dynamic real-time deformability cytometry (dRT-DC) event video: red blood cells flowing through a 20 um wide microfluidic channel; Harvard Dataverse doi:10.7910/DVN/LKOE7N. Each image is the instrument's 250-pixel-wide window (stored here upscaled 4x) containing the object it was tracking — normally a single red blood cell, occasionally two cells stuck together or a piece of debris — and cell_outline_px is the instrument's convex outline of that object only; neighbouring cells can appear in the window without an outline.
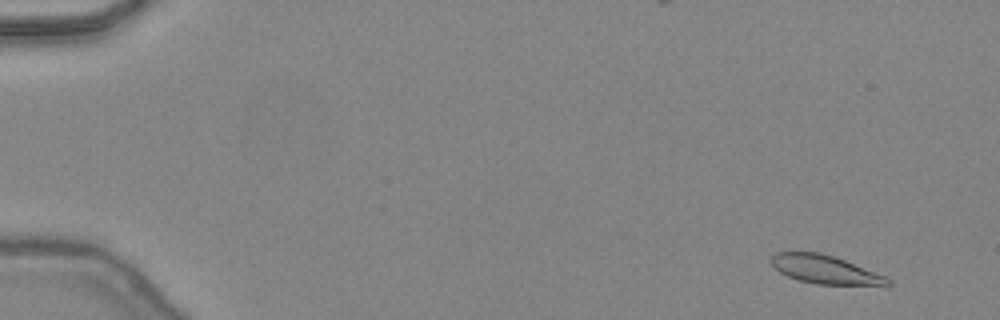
{"species": "common noctule bat (a hibernating species)", "species_latin": "Nyctalus noctula", "temperature_condition": "warm", "stored_images_in_passage": 46, "camera_frame_rate_fps": 3000, "um_per_image_px": 0.085, "animal": {"sex": "female", "body_mass_g": 24.6, "forearm_length_mm": 56.2}, "frame": {"image": 1, "passage_image": 2, "time_ms": 0.333, "image_size_px": [1000, 320], "cell_outline_px": [[892, 284], [888, 288], [816, 284], [800, 280], [788, 276], [780, 272], [768, 260], [776, 252], [820, 252], [844, 260], [884, 276], [892, 280]], "centroid_in_image_um": [70.24, 22.96], "position_along_channel_um": 14.8, "area_um2": 19.83}}
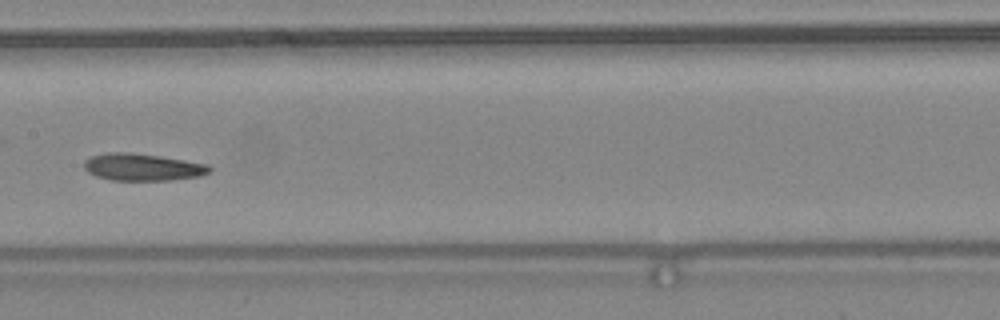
{"frame": {"image": 2, "passage_image": 24, "time_ms": 7.667, "image_size_px": [1000, 320], "cell_outline_px": [[212, 168], [208, 172], [200, 176], [168, 180], [112, 180], [96, 176], [88, 172], [84, 168], [84, 160], [92, 156], [104, 152], [128, 152], [160, 156], [208, 164]], "centroid_in_image_um": [12.09, 14.2], "position_along_channel_um": 195.3, "area_um2": 19.77}}
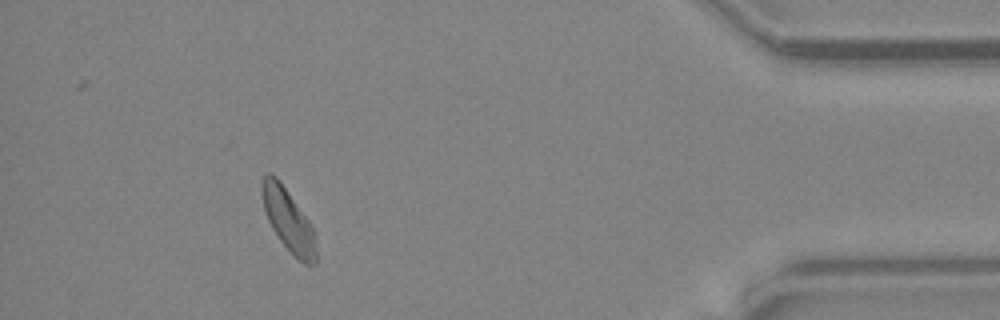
{"frame": {"image": 3, "passage_image": 42, "time_ms": 13.667, "image_size_px": [1000, 320], "cell_outline_px": [[316, 264], [304, 264], [296, 260], [292, 256], [280, 240], [272, 228], [268, 220], [264, 208], [260, 188], [260, 184], [264, 176], [268, 172], [272, 172], [280, 180], [308, 220], [316, 232]], "centroid_in_image_um": [24.51, 18.73], "position_along_channel_um": 410.7, "area_um2": 20.0}, "authors_computed_cell_mechanics": {"area_um2": 20.0855, "velocity_mm_per_s": 4.4276, "shape_relaxation_time_tau1_ms": 6.9538, "shape_relaxation_time_tau2_ms": null, "deformation_change_tau1": 0.1834, "deformation_change_tau2": null}}